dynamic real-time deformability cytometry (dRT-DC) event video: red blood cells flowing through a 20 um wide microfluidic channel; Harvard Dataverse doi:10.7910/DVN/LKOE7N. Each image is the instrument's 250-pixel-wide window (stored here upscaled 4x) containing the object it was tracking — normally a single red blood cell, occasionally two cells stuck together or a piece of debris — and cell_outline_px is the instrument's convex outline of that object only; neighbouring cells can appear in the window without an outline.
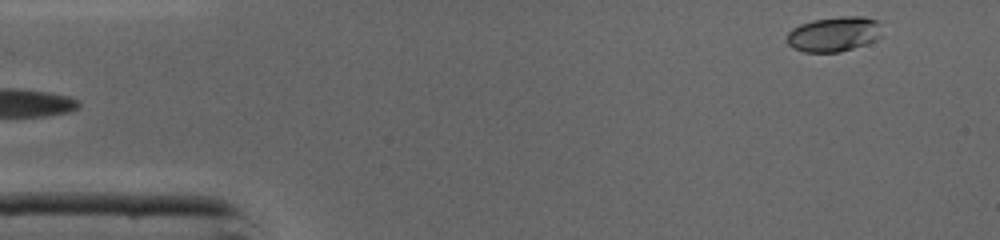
{"species": "common noctule bat (a hibernating species)", "species_latin": "Nyctalus noctula", "temperature_condition": "cold", "stored_images_in_passage": 43, "camera_frame_rate_fps": 3000, "um_per_image_px": 0.085, "animal": {"sex": "male", "body_mass_g": 19.0, "forearm_length_mm": 50.8}, "frame": {"image": 1, "passage_image": 1, "time_ms": 0.0, "image_size_px": [1000, 240], "cell_outline_px": [[884, 36], [876, 40], [840, 52], [804, 52], [792, 48], [784, 40], [784, 36], [792, 28], [800, 24], [812, 20], [840, 16], [864, 16], [876, 20], [880, 24]], "centroid_in_image_um": [70.87, 2.89], "position_along_channel_um": 14.1, "area_um2": 19.83}}
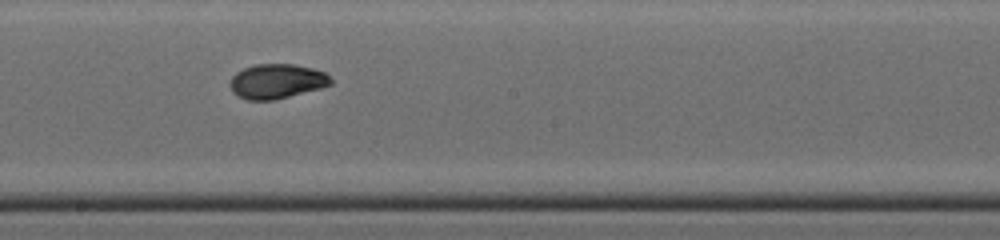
{"frame": {"image": 2, "passage_image": 22, "time_ms": 7.0, "image_size_px": [1000, 240], "cell_outline_px": [[332, 84], [320, 88], [272, 100], [248, 100], [236, 96], [232, 92], [228, 84], [232, 76], [236, 72], [244, 68], [256, 64], [296, 64], [312, 68], [324, 72], [332, 80]], "centroid_in_image_um": [23.48, 6.9], "position_along_channel_um": 224.7, "area_um2": 20.35}}
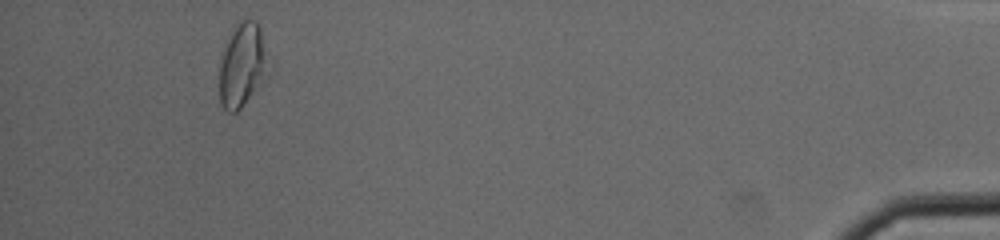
{"frame": {"image": 3, "passage_image": 40, "time_ms": 13.0, "image_size_px": [1000, 240], "cell_outline_px": [[272, 68], [268, 76], [240, 108], [236, 112], [228, 112], [220, 104], [220, 64], [224, 48], [232, 24], [244, 20], [256, 20], [260, 28]], "centroid_in_image_um": [20.64, 5.5], "position_along_channel_um": 414.6, "area_um2": 24.39}, "authors_computed_cell_mechanics": {"area_um2": 20.23, "velocity_mm_per_s": 4.3656, "shape_relaxation_time_tau1_ms": 8.8093, "shape_relaxation_time_tau2_ms": 1.5116, "deformation_change_tau1": 0.2219, "deformation_change_tau2": 0.0517}}